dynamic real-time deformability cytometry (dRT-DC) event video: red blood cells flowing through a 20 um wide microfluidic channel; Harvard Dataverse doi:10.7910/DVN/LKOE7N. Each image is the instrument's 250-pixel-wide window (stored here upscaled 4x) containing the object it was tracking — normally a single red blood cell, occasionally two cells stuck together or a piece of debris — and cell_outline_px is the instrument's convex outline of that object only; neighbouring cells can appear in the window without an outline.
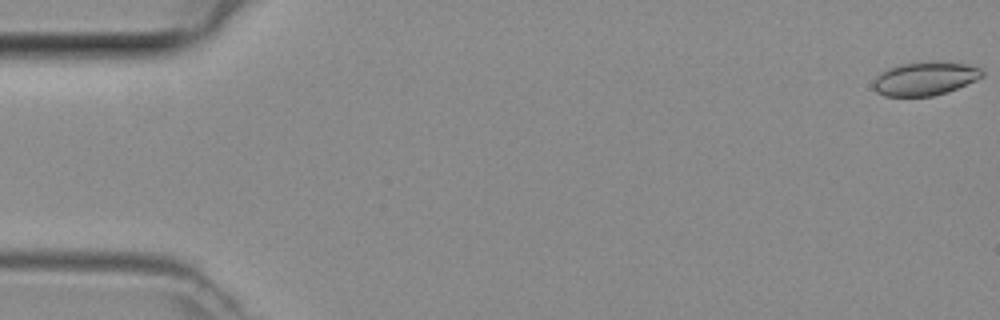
{"species": "common noctule bat (a hibernating species)", "species_latin": "Nyctalus noctula", "temperature_condition": "room temperature", "stored_images_in_passage": 46, "camera_frame_rate_fps": 3000, "um_per_image_px": 0.085, "animal": {"sex": "female", "body_mass_g": 29.2, "forearm_length_mm": 56.3}, "frame": {"image": 1, "passage_image": 1, "time_ms": 0.0, "image_size_px": [1000, 320], "cell_outline_px": [[984, 76], [956, 88], [932, 96], [884, 96], [876, 92], [872, 84], [876, 76], [880, 72], [888, 68], [900, 64], [928, 60], [944, 60], [968, 64], [980, 68], [984, 72]], "centroid_in_image_um": [78.61, 6.64], "position_along_channel_um": 6.4, "area_um2": 21.62}}
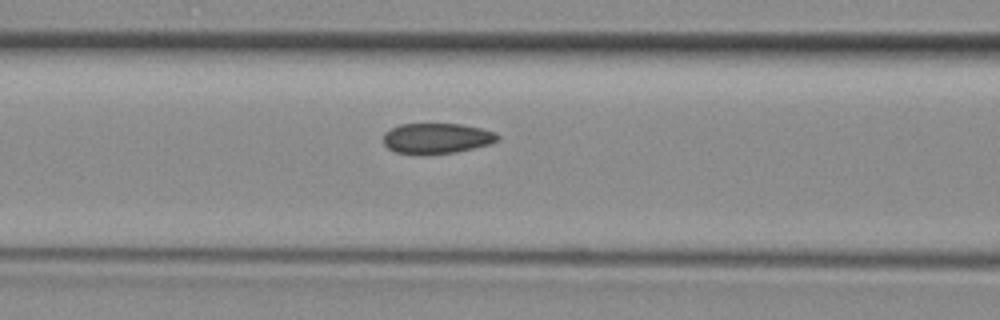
{"frame": {"image": 2, "passage_image": 20, "time_ms": 6.333, "image_size_px": [1000, 320], "cell_outline_px": [[500, 140], [488, 144], [456, 152], [396, 152], [388, 148], [384, 144], [384, 132], [400, 124], [460, 124], [480, 128], [496, 132], [500, 136]], "centroid_in_image_um": [37.16, 11.72], "position_along_channel_um": 129.4, "area_um2": 19.65}}
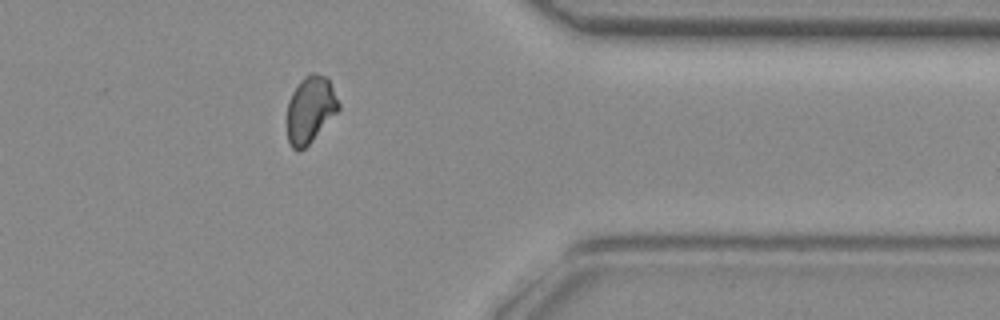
{"frame": {"image": 3, "passage_image": 39, "time_ms": 12.667, "image_size_px": [1000, 320], "cell_outline_px": [[340, 108], [312, 140], [300, 152], [296, 152], [292, 148], [288, 140], [288, 100], [292, 92], [300, 80], [304, 76], [312, 72], [328, 76], [340, 104]], "centroid_in_image_um": [26.38, 9.28], "position_along_channel_um": 385.0, "area_um2": 20.0}}